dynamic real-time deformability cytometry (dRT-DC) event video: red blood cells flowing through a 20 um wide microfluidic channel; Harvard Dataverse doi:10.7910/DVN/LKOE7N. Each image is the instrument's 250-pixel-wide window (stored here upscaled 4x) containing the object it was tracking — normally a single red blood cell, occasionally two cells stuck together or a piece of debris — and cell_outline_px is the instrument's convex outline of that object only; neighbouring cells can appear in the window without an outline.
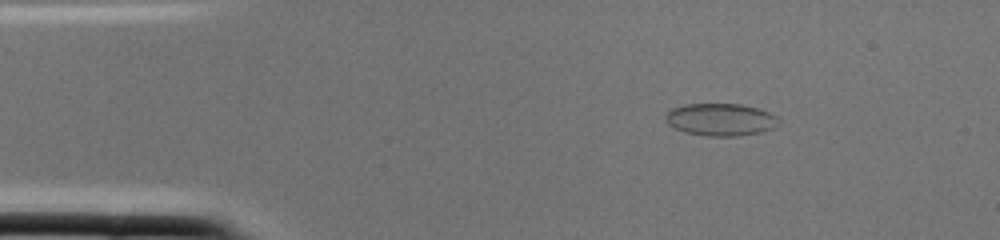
{"species": "common noctule bat (a hibernating species)", "species_latin": "Nyctalus noctula", "temperature_condition": "cold", "stored_images_in_passage": 1, "camera_frame_rate_fps": 3000, "um_per_image_px": 0.085, "animal": {"sex": "female", "body_mass_g": 22.0, "forearm_length_mm": 56.7}, "frame": {"image": 1, "passage_image": 1, "time_ms": 0.0, "image_size_px": [1000, 240], "cell_outline_px": [[780, 116], [776, 124], [772, 128], [760, 132], [736, 136], [704, 136], [684, 132], [668, 124], [664, 120], [664, 116], [672, 108], [684, 104], [740, 104], [756, 108]], "centroid_in_image_um": [61.21, 10.16], "position_along_channel_um": 23.8, "area_um2": 21.33}}